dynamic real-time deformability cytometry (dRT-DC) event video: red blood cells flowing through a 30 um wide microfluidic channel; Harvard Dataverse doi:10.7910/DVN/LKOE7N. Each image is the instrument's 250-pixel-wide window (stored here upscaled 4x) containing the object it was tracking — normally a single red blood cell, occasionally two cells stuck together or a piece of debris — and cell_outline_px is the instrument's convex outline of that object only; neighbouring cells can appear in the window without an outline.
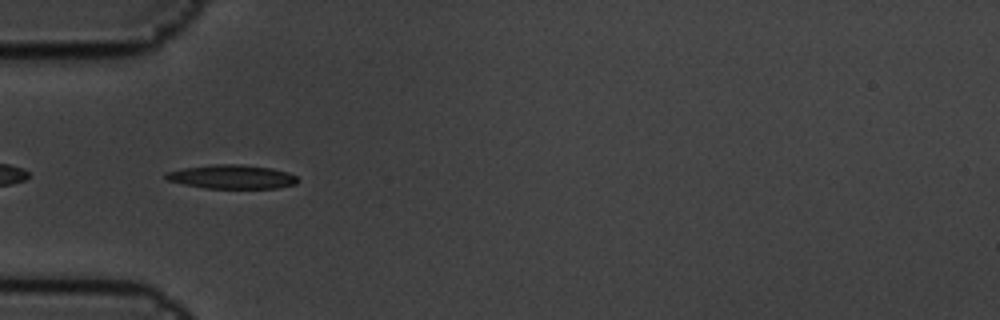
{"species": "common noctule bat (a hibernating species)", "species_latin": "Nyctalus noctula", "temperature_condition": "cold", "stored_images_in_passage": 3, "camera_frame_rate_fps": 3000, "um_per_image_px": 0.085, "animal": {"sex": "male", "body_mass_g": 19.5, "forearm_length_mm": 54.6}, "frame": {"image": 1, "passage_image": 2, "time_ms": 0.333, "image_size_px": [1000, 320], "cell_outline_px": [[300, 180], [296, 184], [276, 188], [204, 188], [184, 184], [168, 180], [164, 176], [164, 172], [184, 168], [212, 164], [240, 164], [272, 168], [288, 172], [296, 176]], "centroid_in_image_um": [19.72, 15.02], "position_along_channel_um": 65.3, "area_um2": 18.44}}
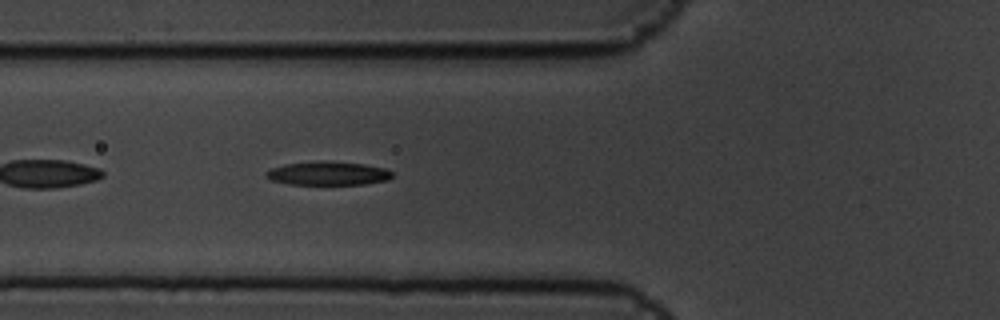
{"frame": {"image": 2, "passage_image": 3, "time_ms": 0.667, "image_size_px": [1000, 320], "cell_outline_px": [[392, 176], [388, 180], [364, 184], [288, 184], [272, 180], [264, 176], [264, 172], [272, 168], [284, 164], [320, 160], [324, 160], [364, 164], [384, 168], [392, 172]], "centroid_in_image_um": [27.85, 14.72], "position_along_channel_um": 98.0, "area_um2": 17.46}}